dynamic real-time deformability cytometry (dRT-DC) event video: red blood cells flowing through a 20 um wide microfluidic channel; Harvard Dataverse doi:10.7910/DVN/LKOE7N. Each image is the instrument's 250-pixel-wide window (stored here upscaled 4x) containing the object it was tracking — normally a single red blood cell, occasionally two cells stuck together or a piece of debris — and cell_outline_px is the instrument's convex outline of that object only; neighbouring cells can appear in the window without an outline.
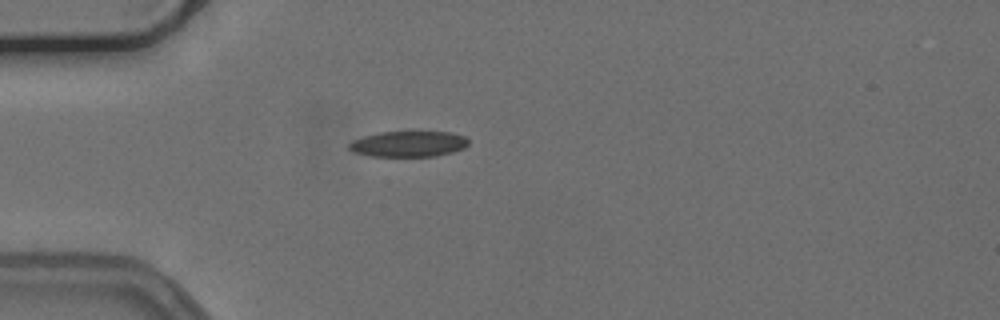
{"species": "common noctule bat (a hibernating species)", "species_latin": "Nyctalus noctula", "temperature_condition": "cold", "stored_images_in_passage": 22, "camera_frame_rate_fps": 3000, "um_per_image_px": 0.085, "animal": {"sex": "female", "body_mass_g": 24.6, "forearm_length_mm": 56.2}, "frame": {"image": 1, "passage_image": 1, "time_ms": 0.0, "image_size_px": [1000, 320], "cell_outline_px": [[468, 144], [464, 148], [452, 152], [436, 156], [372, 156], [352, 152], [348, 148], [348, 144], [352, 140], [364, 136], [380, 132], [452, 132], [464, 136], [468, 140]], "centroid_in_image_um": [34.7, 12.23], "position_along_channel_um": 50.3, "area_um2": 17.92}}
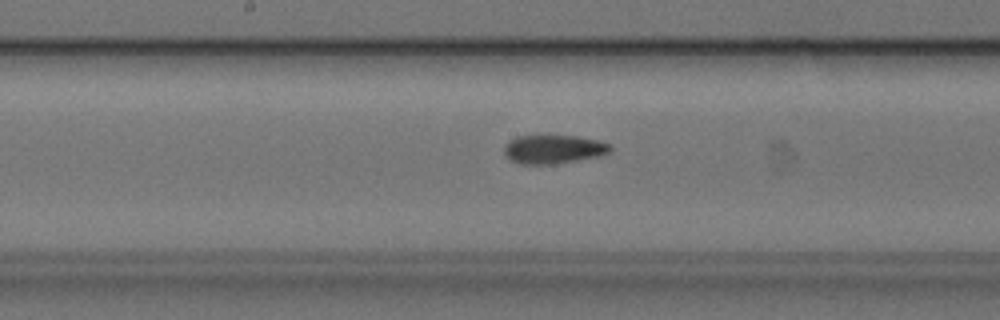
{"frame": {"image": 2, "passage_image": 14, "time_ms": 4.333, "image_size_px": [1000, 320], "cell_outline_px": [[612, 148], [608, 152], [600, 156], [552, 164], [520, 164], [504, 156], [504, 144], [516, 136], [576, 136], [600, 140], [608, 144]], "centroid_in_image_um": [47.01, 12.68], "position_along_channel_um": 201.2, "area_um2": 17.69}}
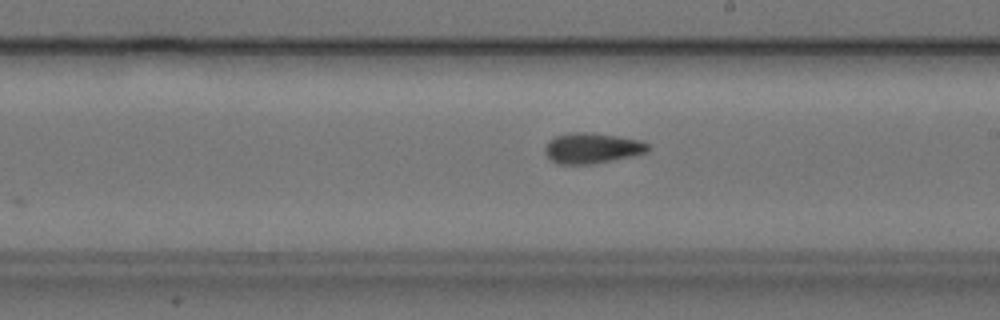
{"frame": {"image": 3, "passage_image": 17, "time_ms": 5.333, "image_size_px": [1000, 320], "cell_outline_px": [[652, 148], [648, 152], [632, 156], [592, 164], [556, 164], [544, 152], [544, 148], [548, 140], [556, 136], [572, 132], [592, 132], [640, 140], [652, 144]], "centroid_in_image_um": [50.36, 12.59], "position_along_channel_um": 238.6, "area_um2": 18.55}}